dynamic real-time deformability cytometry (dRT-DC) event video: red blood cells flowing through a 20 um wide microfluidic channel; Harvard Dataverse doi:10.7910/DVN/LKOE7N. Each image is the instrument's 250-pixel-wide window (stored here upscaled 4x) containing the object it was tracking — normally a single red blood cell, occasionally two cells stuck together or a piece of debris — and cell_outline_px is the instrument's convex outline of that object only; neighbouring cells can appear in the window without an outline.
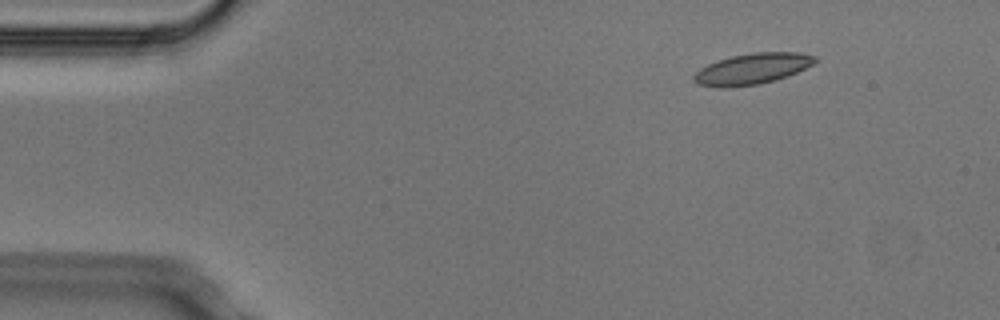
{"species": "Egyptian fruit bat (a non-hibernating species)", "species_latin": "Rousettus aegyptiacus", "temperature_condition": "cold", "stored_images_in_passage": 3, "camera_frame_rate_fps": 3000, "um_per_image_px": 0.085, "animal": {"sex": "male"}, "frame": {"image": 1, "passage_image": 3, "time_ms": 0.667, "image_size_px": [1000, 320], "cell_outline_px": [[816, 60], [812, 64], [788, 76], [776, 80], [760, 84], [720, 88], [716, 88], [696, 84], [692, 80], [692, 76], [700, 68], [708, 64], [732, 56], [752, 52], [800, 52], [816, 56]], "centroid_in_image_um": [63.9, 5.86], "position_along_channel_um": 21.1, "area_um2": 21.91}}